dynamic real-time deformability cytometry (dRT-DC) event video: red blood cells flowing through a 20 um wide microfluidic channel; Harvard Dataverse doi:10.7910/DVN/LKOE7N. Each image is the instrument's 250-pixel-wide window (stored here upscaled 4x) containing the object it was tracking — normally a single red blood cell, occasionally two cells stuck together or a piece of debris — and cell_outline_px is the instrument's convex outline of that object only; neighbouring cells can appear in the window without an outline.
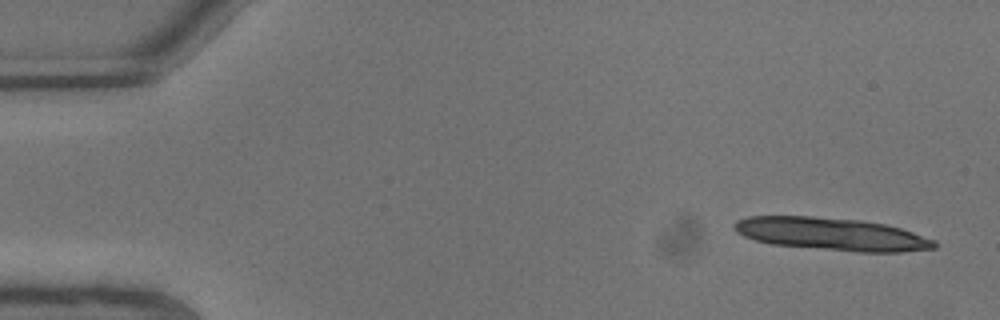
{"species": "common noctule bat (a hibernating species)", "species_latin": "Nyctalus noctula", "temperature_condition": "warm", "stored_images_in_passage": 6, "camera_frame_rate_fps": 3000, "um_per_image_px": 0.085, "animal": {"sex": "male", "body_mass_g": 13.3}, "frame": {"image": 1, "passage_image": 1, "time_ms": 0.0, "image_size_px": [1000, 320], "cell_outline_px": [[936, 248], [904, 252], [856, 252], [772, 244], [756, 240], [744, 236], [736, 232], [732, 228], [732, 224], [736, 220], [748, 216], [812, 216], [860, 220], [884, 224], [900, 228], [936, 240]], "centroid_in_image_um": [70.67, 19.89], "position_along_channel_um": 14.3, "area_um2": 38.21}}